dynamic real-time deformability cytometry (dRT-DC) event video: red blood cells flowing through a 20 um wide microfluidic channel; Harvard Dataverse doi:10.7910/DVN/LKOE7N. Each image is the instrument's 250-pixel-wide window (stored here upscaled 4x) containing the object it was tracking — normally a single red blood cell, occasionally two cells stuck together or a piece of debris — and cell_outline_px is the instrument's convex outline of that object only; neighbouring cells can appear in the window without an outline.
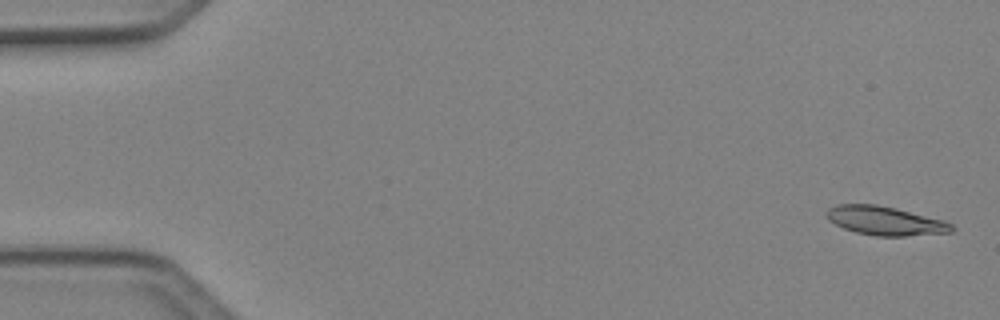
{"species": "Egyptian fruit bat (a non-hibernating species)", "species_latin": "Rousettus aegyptiacus", "temperature_condition": "cold", "stored_images_in_passage": 4, "camera_frame_rate_fps": 3000, "um_per_image_px": 0.085, "animal": {"sex": "female"}, "frame": {"image": 1, "passage_image": 1, "time_ms": 0.0, "image_size_px": [1000, 320], "cell_outline_px": [[956, 228], [952, 232], [904, 236], [876, 236], [856, 232], [844, 228], [828, 220], [828, 208], [836, 204], [876, 204], [896, 208], [944, 220], [952, 224]], "centroid_in_image_um": [75.27, 18.76], "position_along_channel_um": 9.7, "area_um2": 20.98}}
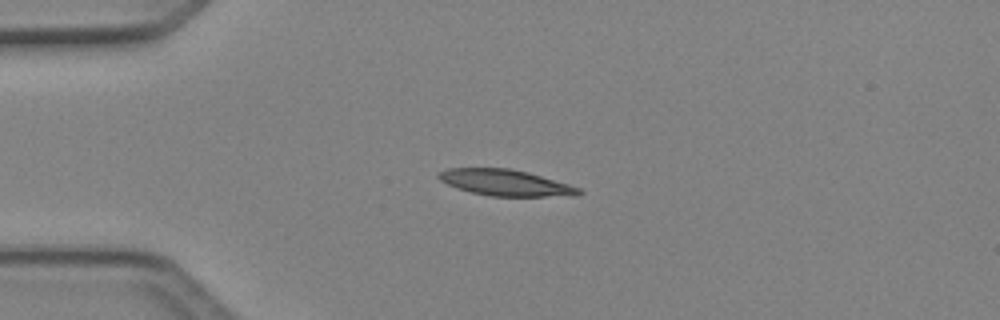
{"frame": {"image": 2, "passage_image": 4, "time_ms": 1.0, "image_size_px": [1000, 320], "cell_outline_px": [[584, 192], [580, 196], [492, 196], [472, 192], [448, 184], [440, 180], [436, 176], [440, 172], [448, 168], [512, 168], [528, 172], [568, 184], [580, 188]], "centroid_in_image_um": [43.02, 15.53], "position_along_channel_um": 42.0, "area_um2": 21.27}}